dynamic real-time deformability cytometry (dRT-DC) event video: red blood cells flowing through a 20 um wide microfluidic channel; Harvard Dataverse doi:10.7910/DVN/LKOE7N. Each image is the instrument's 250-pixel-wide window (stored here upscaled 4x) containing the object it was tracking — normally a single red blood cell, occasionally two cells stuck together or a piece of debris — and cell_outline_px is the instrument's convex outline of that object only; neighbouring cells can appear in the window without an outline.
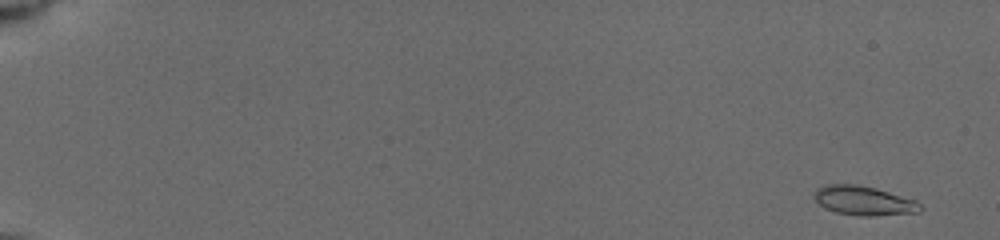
{"species": "common noctule bat (a hibernating species)", "species_latin": "Nyctalus noctula", "temperature_condition": "cold", "stored_images_in_passage": 6, "camera_frame_rate_fps": 3000, "um_per_image_px": 0.085, "animal": {"sex": "female", "body_mass_g": 19.5, "forearm_length_mm": 54.1}, "frame": {"image": 1, "passage_image": 1, "time_ms": 0.0, "image_size_px": [1000, 240], "cell_outline_px": [[924, 208], [920, 212], [876, 216], [856, 216], [836, 212], [824, 208], [812, 196], [816, 188], [828, 184], [856, 184], [876, 188], [916, 200]], "centroid_in_image_um": [73.43, 17.06], "position_along_channel_um": 11.6, "area_um2": 18.32}}